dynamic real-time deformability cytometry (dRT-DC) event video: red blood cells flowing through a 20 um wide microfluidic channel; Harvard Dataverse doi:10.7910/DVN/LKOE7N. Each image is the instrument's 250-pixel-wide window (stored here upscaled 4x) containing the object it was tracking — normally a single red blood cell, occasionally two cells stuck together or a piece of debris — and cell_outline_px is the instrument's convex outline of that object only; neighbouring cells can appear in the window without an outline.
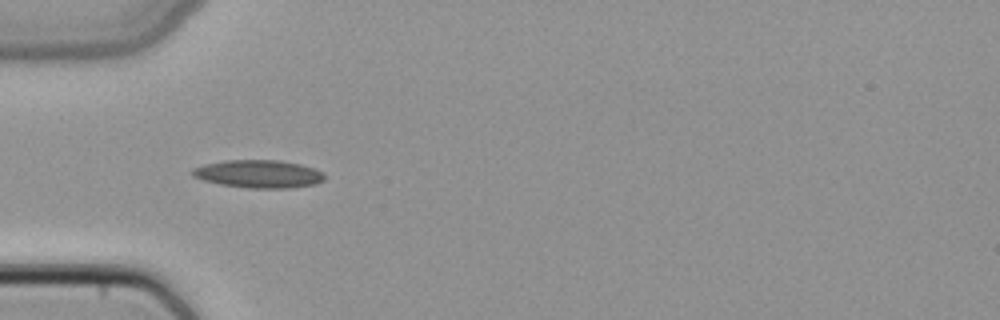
{"species": "common noctule bat (a hibernating species)", "species_latin": "Nyctalus noctula", "temperature_condition": "cold", "stored_images_in_passage": 6, "camera_frame_rate_fps": 3000, "um_per_image_px": 0.085, "animal": {"sex": "female", "body_mass_g": 22.7, "forearm_length_mm": 54.2}, "frame": {"image": 1, "passage_image": 3, "time_ms": 0.667, "image_size_px": [1000, 320], "cell_outline_px": [[324, 180], [316, 184], [288, 188], [248, 188], [220, 184], [204, 180], [192, 176], [192, 168], [204, 164], [224, 160], [280, 160], [300, 164], [324, 172]], "centroid_in_image_um": [21.98, 14.78], "position_along_channel_um": 63.0, "area_um2": 21.5}}
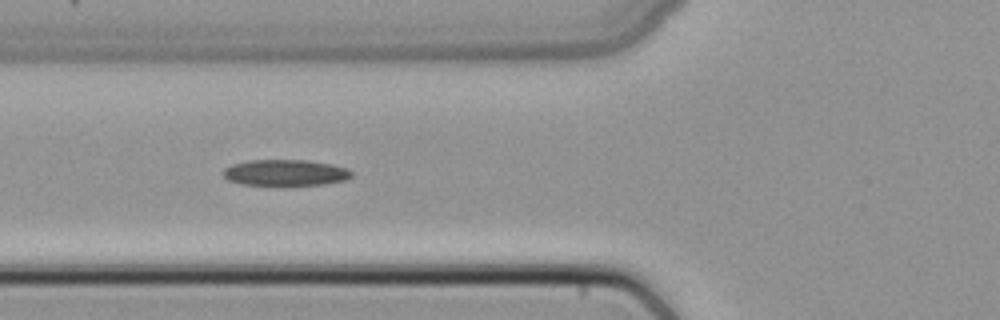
{"frame": {"image": 2, "passage_image": 4, "time_ms": 1.0, "image_size_px": [1000, 320], "cell_outline_px": [[352, 176], [344, 180], [324, 184], [284, 188], [240, 184], [228, 180], [220, 172], [224, 168], [232, 164], [248, 160], [308, 160], [332, 164], [348, 168], [352, 172]], "centroid_in_image_um": [24.22, 14.72], "position_along_channel_um": 101.6, "area_um2": 20.63}}
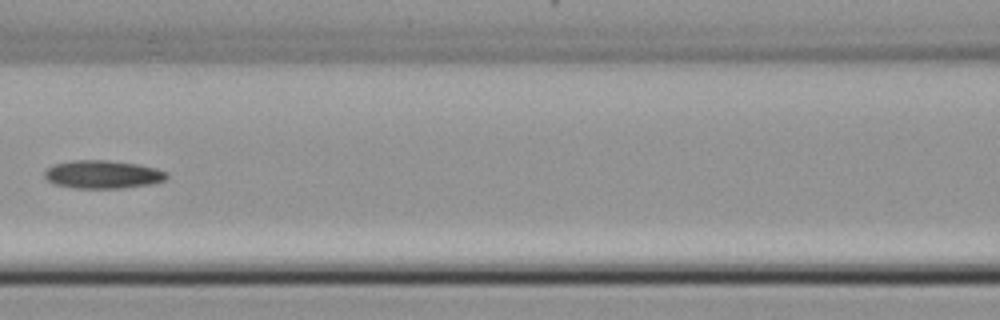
{"frame": {"image": 3, "passage_image": 5, "time_ms": 1.333, "image_size_px": [1000, 320], "cell_outline_px": [[168, 176], [164, 180], [152, 184], [124, 188], [76, 188], [56, 184], [48, 180], [44, 176], [44, 172], [52, 164], [72, 160], [108, 160], [140, 164], [156, 168], [168, 172]], "centroid_in_image_um": [8.76, 14.81], "position_along_channel_um": 157.8, "area_um2": 20.17}}